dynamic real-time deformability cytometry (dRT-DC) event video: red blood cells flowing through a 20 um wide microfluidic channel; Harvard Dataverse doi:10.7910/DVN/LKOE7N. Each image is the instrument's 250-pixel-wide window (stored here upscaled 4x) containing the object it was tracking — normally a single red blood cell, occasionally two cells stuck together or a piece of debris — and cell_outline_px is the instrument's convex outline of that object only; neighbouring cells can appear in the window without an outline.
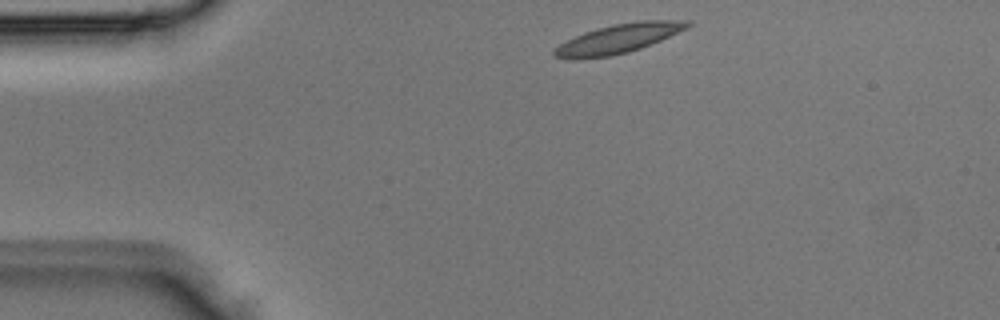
{"species": "Egyptian fruit bat (a non-hibernating species)", "species_latin": "Rousettus aegyptiacus", "temperature_condition": "room temperature", "stored_images_in_passage": 2, "camera_frame_rate_fps": 3000, "um_per_image_px": 0.085, "animal": {"sex": "male"}, "frame": {"image": 1, "passage_image": 1, "time_ms": 0.0, "image_size_px": [1000, 320], "cell_outline_px": [[692, 24], [688, 28], [660, 40], [640, 48], [628, 52], [612, 56], [576, 60], [568, 60], [552, 56], [552, 52], [560, 44], [584, 32], [596, 28], [612, 24], [640, 20], [688, 20]], "centroid_in_image_um": [52.53, 3.29], "position_along_channel_um": 32.5, "area_um2": 22.83}}